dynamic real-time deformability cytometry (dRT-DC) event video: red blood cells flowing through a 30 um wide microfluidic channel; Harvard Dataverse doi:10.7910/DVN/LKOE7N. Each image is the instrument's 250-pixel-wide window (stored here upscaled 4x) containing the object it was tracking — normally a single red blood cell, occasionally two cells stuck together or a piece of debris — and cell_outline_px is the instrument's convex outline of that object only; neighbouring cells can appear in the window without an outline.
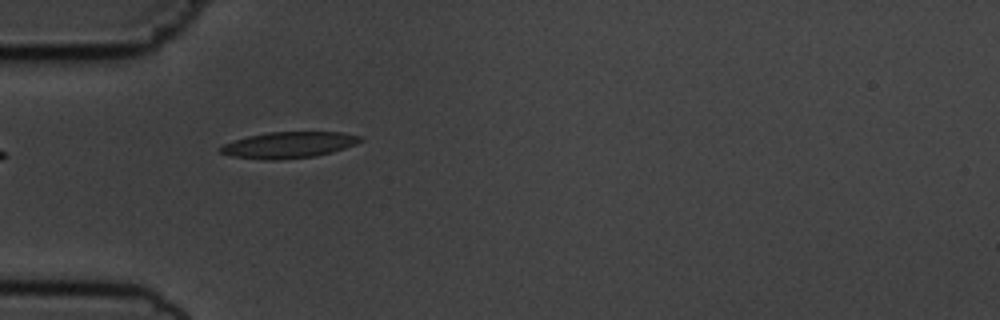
{"species": "common noctule bat (a hibernating species)", "species_latin": "Nyctalus noctula", "temperature_condition": "cold", "stored_images_in_passage": 6, "camera_frame_rate_fps": 3000, "um_per_image_px": 0.085, "animal": {"sex": "male", "body_mass_g": 19.5, "forearm_length_mm": 54.6}, "frame": {"image": 1, "passage_image": 5, "time_ms": 4.667, "image_size_px": [1000, 320], "cell_outline_px": [[364, 140], [356, 144], [332, 152], [316, 156], [276, 160], [264, 160], [232, 156], [220, 152], [220, 148], [224, 144], [248, 136], [268, 132], [344, 132], [364, 136]], "centroid_in_image_um": [24.61, 12.31], "position_along_channel_um": 60.4, "area_um2": 21.39}}
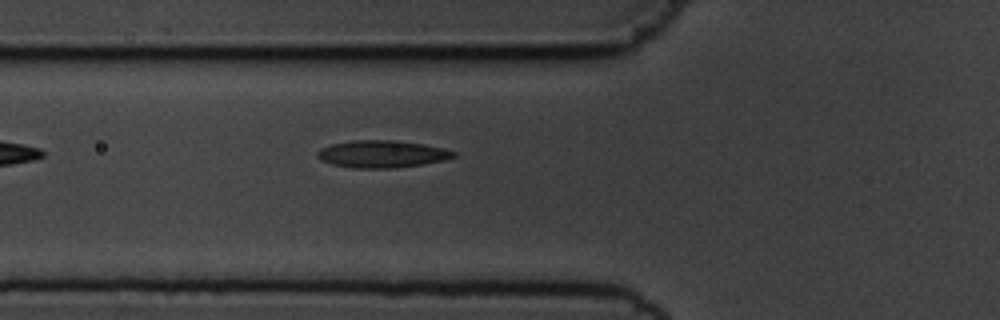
{"frame": {"image": 2, "passage_image": 6, "time_ms": 5.667, "image_size_px": [1000, 320], "cell_outline_px": [[456, 156], [444, 160], [420, 164], [392, 168], [356, 168], [332, 164], [320, 160], [316, 156], [316, 152], [320, 148], [332, 144], [352, 140], [396, 140], [424, 144], [444, 148], [456, 152]], "centroid_in_image_um": [32.44, 13.08], "position_along_channel_um": 93.4, "area_um2": 21.62}}